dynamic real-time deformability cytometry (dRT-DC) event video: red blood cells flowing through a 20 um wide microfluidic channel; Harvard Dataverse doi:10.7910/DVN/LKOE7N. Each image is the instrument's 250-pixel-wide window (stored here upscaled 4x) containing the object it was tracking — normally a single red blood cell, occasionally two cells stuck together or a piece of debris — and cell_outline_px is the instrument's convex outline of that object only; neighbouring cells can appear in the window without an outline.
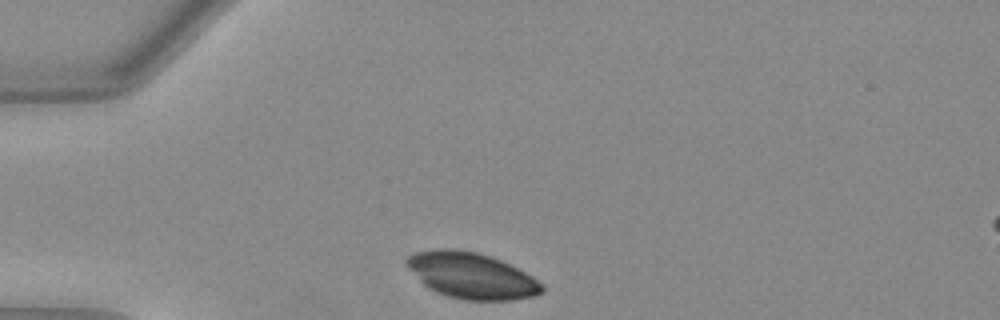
{"species": "Egyptian fruit bat (a non-hibernating species)", "species_latin": "Rousettus aegyptiacus", "temperature_condition": "warm", "stored_images_in_passage": 30, "camera_frame_rate_fps": 3000, "um_per_image_px": 0.085, "animal": {"sex": "female"}, "frame": {"image": 1, "passage_image": 1, "time_ms": 0.0, "image_size_px": [1000, 320], "cell_outline_px": [[544, 292], [532, 296], [512, 300], [464, 300], [448, 296], [436, 292], [428, 288], [408, 268], [404, 260], [408, 256], [416, 252], [440, 248], [452, 248], [476, 252], [492, 256], [532, 276], [544, 288]], "centroid_in_image_um": [40.05, 23.42], "position_along_channel_um": 45.0, "area_um2": 36.07}}